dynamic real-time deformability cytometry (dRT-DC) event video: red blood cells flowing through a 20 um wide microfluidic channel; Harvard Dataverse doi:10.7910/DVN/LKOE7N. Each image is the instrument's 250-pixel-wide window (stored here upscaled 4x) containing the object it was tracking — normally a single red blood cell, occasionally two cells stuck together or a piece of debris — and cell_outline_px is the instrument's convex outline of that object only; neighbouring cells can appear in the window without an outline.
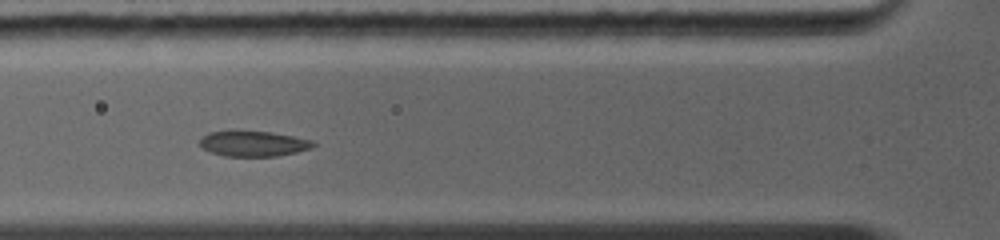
{"species": "common noctule bat (a hibernating species)", "species_latin": "Nyctalus noctula", "temperature_condition": "warm", "stored_images_in_passage": 12, "camera_frame_rate_fps": 5000, "um_per_image_px": 0.085, "animal": {"sex": "female", "body_mass_g": 19.0, "forearm_length_mm": 56.7}, "frame": {"image": 1, "passage_image": 6, "time_ms": 3.4, "image_size_px": [1000, 240], "cell_outline_px": [[316, 144], [312, 148], [296, 152], [276, 156], [224, 156], [212, 152], [204, 148], [200, 144], [200, 140], [208, 132], [272, 132], [312, 140]], "centroid_in_image_um": [21.58, 12.22], "position_along_channel_um": 104.2, "area_um2": 16.36}}
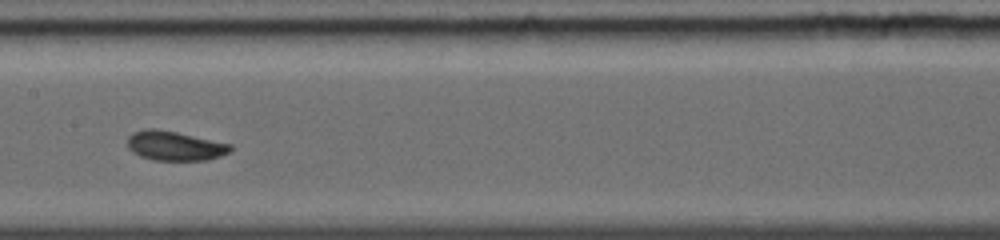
{"frame": {"image": 2, "passage_image": 9, "time_ms": 5.4, "image_size_px": [1000, 240], "cell_outline_px": [[232, 148], [228, 152], [220, 156], [208, 160], [156, 160], [140, 156], [132, 152], [128, 148], [128, 136], [132, 132], [144, 128], [156, 128], [176, 132], [232, 144]], "centroid_in_image_um": [14.83, 12.38], "position_along_channel_um": 192.6, "area_um2": 17.69}}
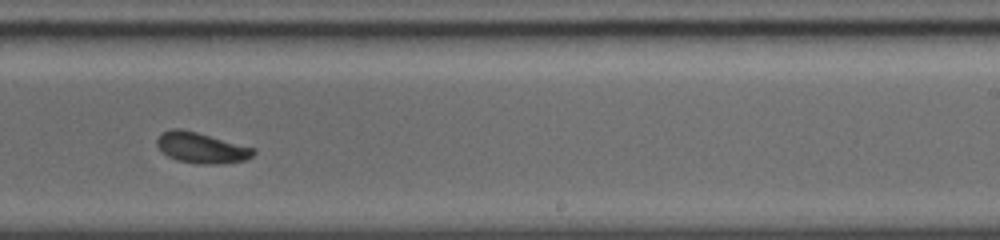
{"frame": {"image": 3, "passage_image": 12, "time_ms": 7.2, "image_size_px": [1000, 240], "cell_outline_px": [[256, 152], [248, 160], [220, 164], [204, 164], [176, 160], [168, 156], [156, 144], [156, 140], [164, 132], [172, 128], [184, 128], [256, 148]], "centroid_in_image_um": [17.17, 12.55], "position_along_channel_um": 271.8, "area_um2": 17.4}}